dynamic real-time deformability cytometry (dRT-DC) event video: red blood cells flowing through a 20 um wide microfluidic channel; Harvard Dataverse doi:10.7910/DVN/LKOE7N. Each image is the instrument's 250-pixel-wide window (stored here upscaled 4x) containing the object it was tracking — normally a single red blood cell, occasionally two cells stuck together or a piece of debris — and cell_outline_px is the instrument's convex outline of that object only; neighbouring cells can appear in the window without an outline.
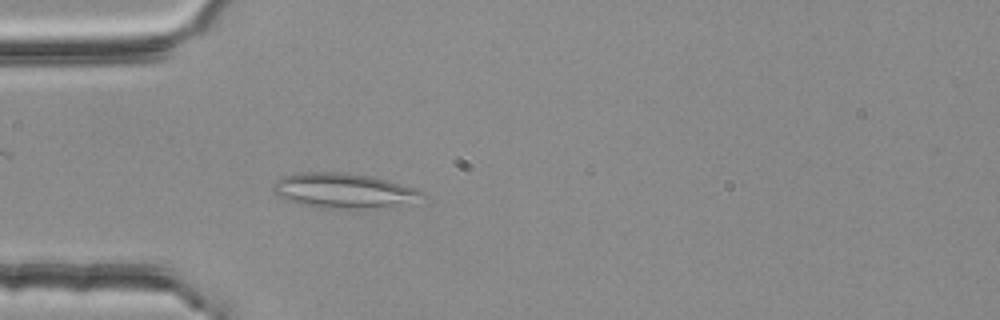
{"species": "common noctule bat (a hibernating species)", "species_latin": "Nyctalus noctula", "temperature_condition": "room temperature", "stored_images_in_passage": 52, "segment_of_instrument_passage": [1, 2], "camera_frame_rate_fps": 3000, "um_per_image_px": 0.085, "animal": {"sex": "female", "body_mass_g": 25.1}, "frame": {"image": 1, "passage_image": 15, "time_ms": 4.667, "image_size_px": [1000, 320], "cell_outline_px": [[420, 192], [408, 204], [388, 208], [316, 208], [300, 204], [288, 200], [272, 192], [272, 188], [276, 180], [284, 176], [300, 172], [340, 172], [372, 176], [388, 180], [416, 188]], "centroid_in_image_um": [29.15, 16.21], "position_along_channel_um": 55.9, "area_um2": 30.17}}